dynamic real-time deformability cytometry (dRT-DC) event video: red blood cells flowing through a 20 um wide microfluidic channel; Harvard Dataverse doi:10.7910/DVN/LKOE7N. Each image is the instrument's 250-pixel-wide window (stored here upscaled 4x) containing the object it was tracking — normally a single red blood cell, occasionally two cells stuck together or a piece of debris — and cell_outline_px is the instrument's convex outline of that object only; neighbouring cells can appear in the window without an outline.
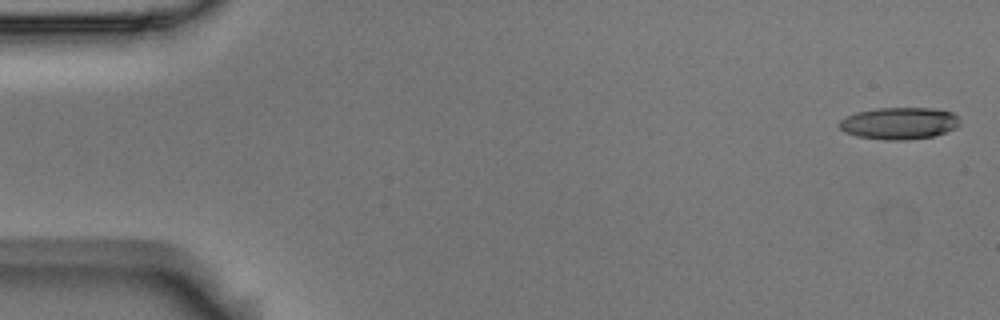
{"species": "Egyptian fruit bat (a non-hibernating species)", "species_latin": "Rousettus aegyptiacus", "temperature_condition": "room temperature", "stored_images_in_passage": 5, "camera_frame_rate_fps": 3000, "um_per_image_px": 0.085, "animal": {"sex": "male"}, "frame": {"image": 1, "passage_image": 1, "time_ms": 0.0, "image_size_px": [1000, 320], "cell_outline_px": [[960, 124], [956, 128], [932, 136], [908, 140], [888, 140], [856, 136], [844, 132], [836, 124], [840, 120], [856, 112], [876, 108], [932, 108], [952, 112], [960, 120]], "centroid_in_image_um": [76.41, 10.48], "position_along_channel_um": 8.6, "area_um2": 22.48}}
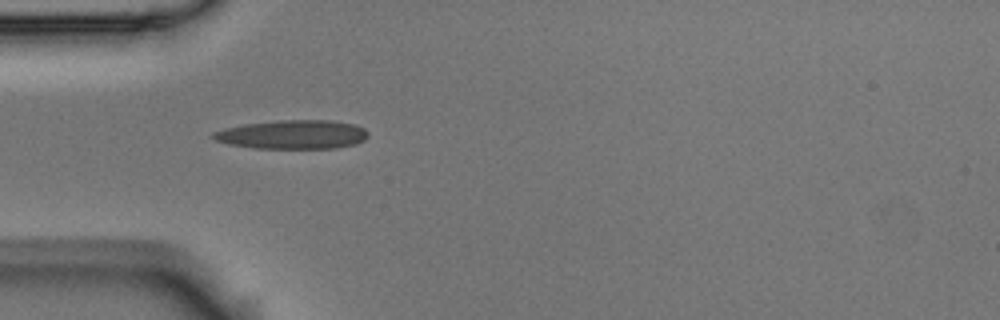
{"frame": {"image": 2, "passage_image": 4, "time_ms": 1.0, "image_size_px": [1000, 320], "cell_outline_px": [[368, 136], [364, 140], [356, 144], [336, 148], [252, 148], [228, 144], [216, 140], [208, 136], [212, 132], [224, 128], [244, 124], [280, 120], [332, 120], [356, 124], [364, 128], [368, 132]], "centroid_in_image_um": [24.87, 11.43], "position_along_channel_um": 60.1, "area_um2": 26.36}}
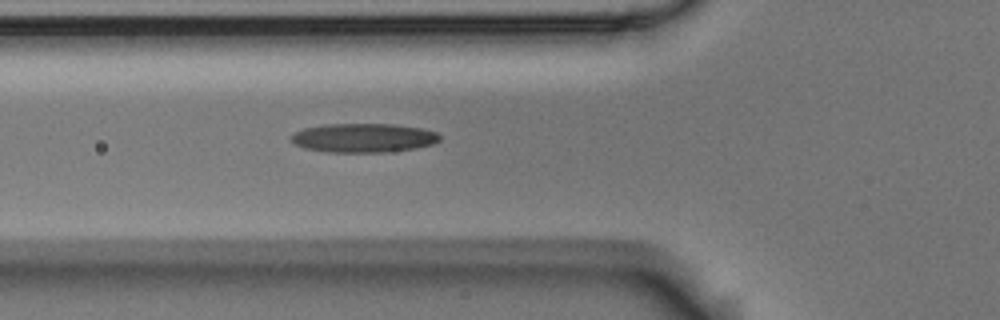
{"frame": {"image": 3, "passage_image": 5, "time_ms": 1.333, "image_size_px": [1000, 320], "cell_outline_px": [[440, 140], [432, 144], [416, 148], [388, 152], [328, 152], [304, 148], [296, 144], [292, 140], [292, 136], [296, 132], [304, 128], [324, 124], [396, 124], [420, 128], [436, 132], [440, 136]], "centroid_in_image_um": [30.92, 11.72], "position_along_channel_um": 94.9, "area_um2": 25.03}}